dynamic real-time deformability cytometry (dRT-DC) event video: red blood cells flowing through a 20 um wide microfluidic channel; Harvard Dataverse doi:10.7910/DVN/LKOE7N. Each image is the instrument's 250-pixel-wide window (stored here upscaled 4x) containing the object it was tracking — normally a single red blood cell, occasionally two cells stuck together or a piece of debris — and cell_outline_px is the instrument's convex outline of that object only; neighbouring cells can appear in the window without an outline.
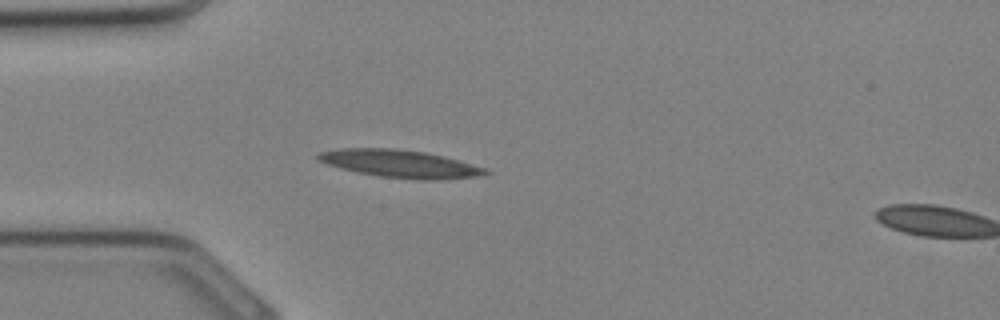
{"species": "Egyptian fruit bat (a non-hibernating species)", "species_latin": "Rousettus aegyptiacus", "temperature_condition": "cold", "stored_images_in_passage": 2, "camera_frame_rate_fps": 3000, "um_per_image_px": 0.085, "animal": {"sex": "female"}, "frame": {"image": 1, "passage_image": 1, "time_ms": 0.0, "image_size_px": [1000, 320], "cell_outline_px": [[492, 172], [476, 176], [440, 180], [424, 180], [380, 176], [340, 168], [316, 160], [316, 152], [340, 148], [396, 148], [424, 152], [444, 156], [488, 168]], "centroid_in_image_um": [34.01, 13.91], "position_along_channel_um": 51.0, "area_um2": 27.05}}